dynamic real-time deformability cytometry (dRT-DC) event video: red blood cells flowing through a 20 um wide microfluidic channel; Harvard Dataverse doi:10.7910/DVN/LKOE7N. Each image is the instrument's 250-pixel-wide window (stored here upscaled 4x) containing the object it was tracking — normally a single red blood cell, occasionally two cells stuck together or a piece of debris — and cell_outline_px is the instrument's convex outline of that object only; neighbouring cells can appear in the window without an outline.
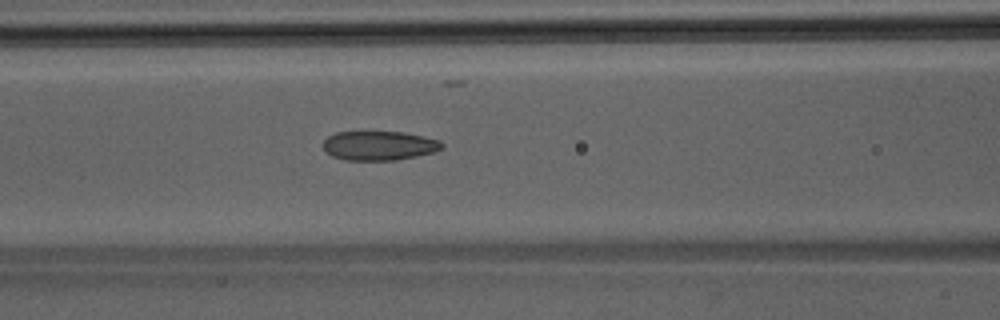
{"species": "Egyptian fruit bat (a non-hibernating species)", "species_latin": "Rousettus aegyptiacus", "temperature_condition": "room temperature", "stored_images_in_passage": 33, "camera_frame_rate_fps": 3000, "um_per_image_px": 0.085, "animal": {"sex": "male"}, "frame": {"image": 1, "passage_image": 10, "time_ms": 3.0, "image_size_px": [1000, 320], "cell_outline_px": [[444, 148], [432, 152], [416, 156], [396, 160], [344, 160], [332, 156], [324, 152], [324, 140], [328, 136], [336, 132], [404, 132], [424, 136], [440, 140], [444, 144]], "centroid_in_image_um": [32.23, 12.38], "position_along_channel_um": 134.4, "area_um2": 20.35}}
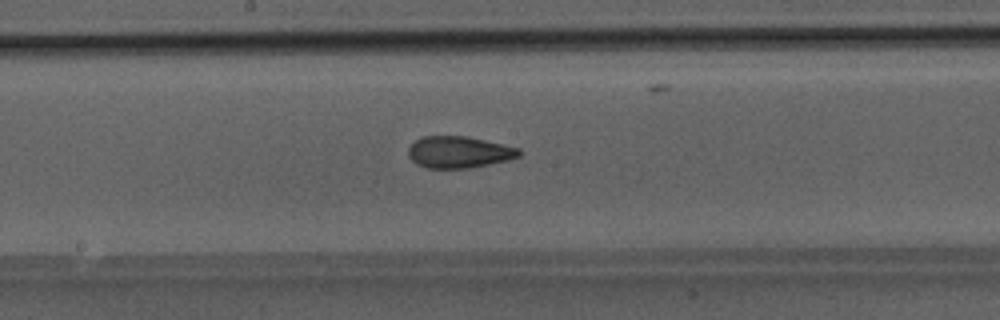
{"frame": {"image": 2, "passage_image": 15, "time_ms": 4.667, "image_size_px": [1000, 320], "cell_outline_px": [[524, 152], [520, 156], [508, 160], [468, 168], [428, 168], [416, 164], [408, 156], [408, 148], [416, 140], [424, 136], [464, 136], [484, 140], [520, 148]], "centroid_in_image_um": [39.02, 12.93], "position_along_channel_um": 209.2, "area_um2": 20.4}}
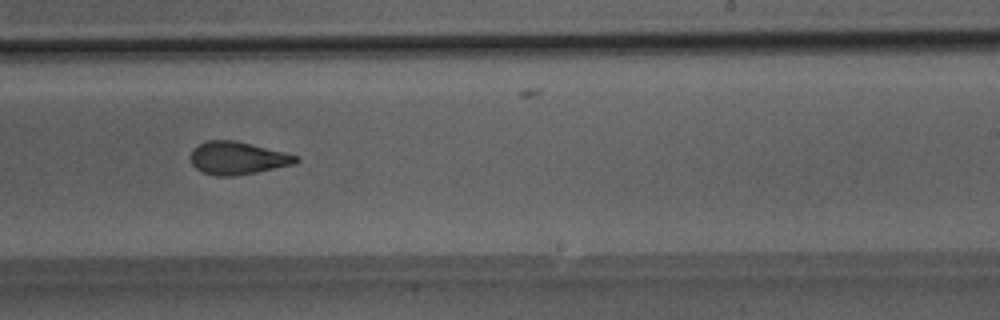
{"frame": {"image": 3, "passage_image": 19, "time_ms": 6.0, "image_size_px": [1000, 320], "cell_outline_px": [[300, 160], [296, 164], [236, 176], [216, 176], [200, 172], [192, 164], [188, 156], [192, 148], [208, 140], [236, 140], [284, 152], [296, 156]], "centroid_in_image_um": [20.14, 13.44], "position_along_channel_um": 268.9, "area_um2": 20.35}}